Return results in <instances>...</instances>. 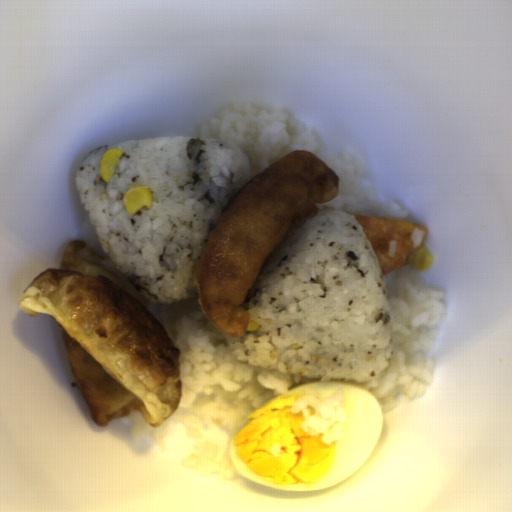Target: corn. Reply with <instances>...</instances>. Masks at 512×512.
Here are the masks:
<instances>
[{
	"label": "corn",
	"instance_id": "corn-1",
	"mask_svg": "<svg viewBox=\"0 0 512 512\" xmlns=\"http://www.w3.org/2000/svg\"><path fill=\"white\" fill-rule=\"evenodd\" d=\"M122 203L127 214L134 215L140 209L153 207L152 193L144 185L133 186L122 196Z\"/></svg>",
	"mask_w": 512,
	"mask_h": 512
},
{
	"label": "corn",
	"instance_id": "corn-3",
	"mask_svg": "<svg viewBox=\"0 0 512 512\" xmlns=\"http://www.w3.org/2000/svg\"><path fill=\"white\" fill-rule=\"evenodd\" d=\"M408 261L411 268L422 272L430 267L433 257L428 253L425 245L421 244L412 251Z\"/></svg>",
	"mask_w": 512,
	"mask_h": 512
},
{
	"label": "corn",
	"instance_id": "corn-2",
	"mask_svg": "<svg viewBox=\"0 0 512 512\" xmlns=\"http://www.w3.org/2000/svg\"><path fill=\"white\" fill-rule=\"evenodd\" d=\"M123 153L124 151L119 148H111L102 156L99 172L104 183H109Z\"/></svg>",
	"mask_w": 512,
	"mask_h": 512
},
{
	"label": "corn",
	"instance_id": "corn-4",
	"mask_svg": "<svg viewBox=\"0 0 512 512\" xmlns=\"http://www.w3.org/2000/svg\"><path fill=\"white\" fill-rule=\"evenodd\" d=\"M249 321L246 328L247 331L257 330L259 328V316L257 313H248Z\"/></svg>",
	"mask_w": 512,
	"mask_h": 512
}]
</instances>
